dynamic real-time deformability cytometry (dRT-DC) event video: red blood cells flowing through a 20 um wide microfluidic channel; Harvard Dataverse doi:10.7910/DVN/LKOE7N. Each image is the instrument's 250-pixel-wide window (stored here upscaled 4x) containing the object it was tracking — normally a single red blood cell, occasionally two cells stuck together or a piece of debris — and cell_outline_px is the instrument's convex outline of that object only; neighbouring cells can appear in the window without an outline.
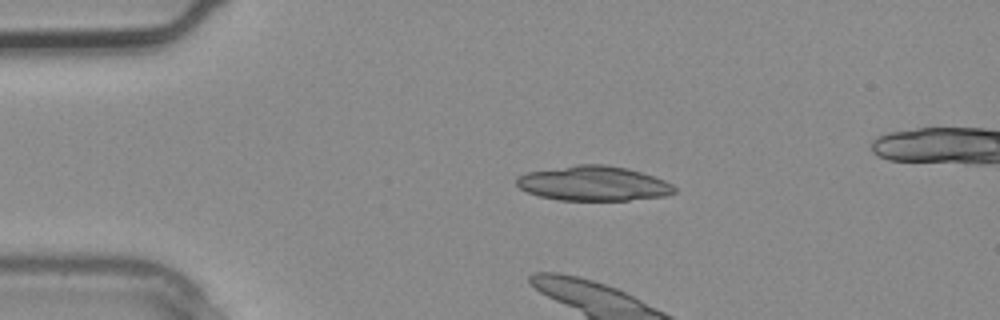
{"species": "common noctule bat (a hibernating species)", "species_latin": "Nyctalus noctula", "temperature_condition": "warm", "stored_images_in_passage": 3, "camera_frame_rate_fps": 3000, "um_per_image_px": 0.085, "animal": {"sex": "male", "body_mass_g": 20.4}, "frame": {"image": 1, "passage_image": 2, "time_ms": 0.333, "image_size_px": [1000, 320], "cell_outline_px": [[676, 192], [664, 196], [628, 200], [560, 200], [540, 196], [528, 192], [520, 188], [516, 184], [516, 176], [524, 172], [576, 164], [604, 164], [628, 168], [664, 180], [672, 184], [676, 188]], "centroid_in_image_um": [50.41, 15.58], "position_along_channel_um": 34.6, "area_um2": 32.08}}